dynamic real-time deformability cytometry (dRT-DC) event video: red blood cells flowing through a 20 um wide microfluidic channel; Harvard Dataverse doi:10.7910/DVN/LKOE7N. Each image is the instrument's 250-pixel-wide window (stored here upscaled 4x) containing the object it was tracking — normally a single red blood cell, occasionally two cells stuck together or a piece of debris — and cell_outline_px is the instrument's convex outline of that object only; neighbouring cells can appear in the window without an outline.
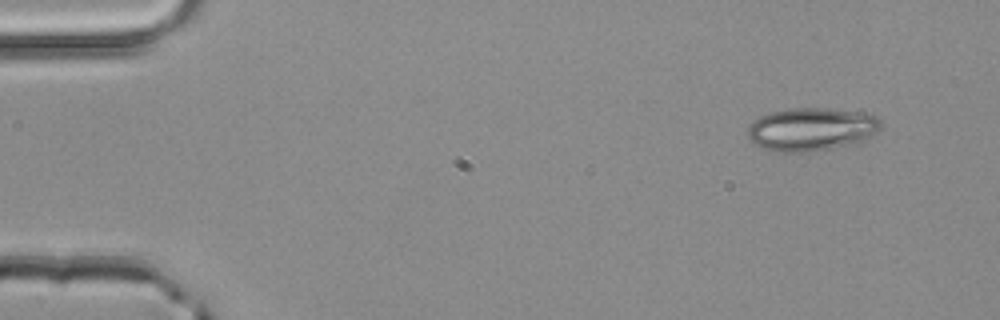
{"species": "common noctule bat (a hibernating species)", "species_latin": "Nyctalus noctula", "temperature_condition": "room temperature", "stored_images_in_passage": 4, "camera_frame_rate_fps": 3000, "um_per_image_px": 0.085, "animal": {"sex": "male", "body_mass_g": 20.4}, "frame": {"image": 1, "passage_image": 1, "time_ms": 0.0, "image_size_px": [1000, 320], "cell_outline_px": [[880, 128], [872, 136], [852, 144], [812, 152], [772, 152], [760, 148], [748, 136], [748, 124], [760, 116], [772, 112], [788, 108], [828, 108], [860, 112], [876, 116], [880, 120]], "centroid_in_image_um": [68.94, 10.99], "position_along_channel_um": 16.1, "area_um2": 33.64}}